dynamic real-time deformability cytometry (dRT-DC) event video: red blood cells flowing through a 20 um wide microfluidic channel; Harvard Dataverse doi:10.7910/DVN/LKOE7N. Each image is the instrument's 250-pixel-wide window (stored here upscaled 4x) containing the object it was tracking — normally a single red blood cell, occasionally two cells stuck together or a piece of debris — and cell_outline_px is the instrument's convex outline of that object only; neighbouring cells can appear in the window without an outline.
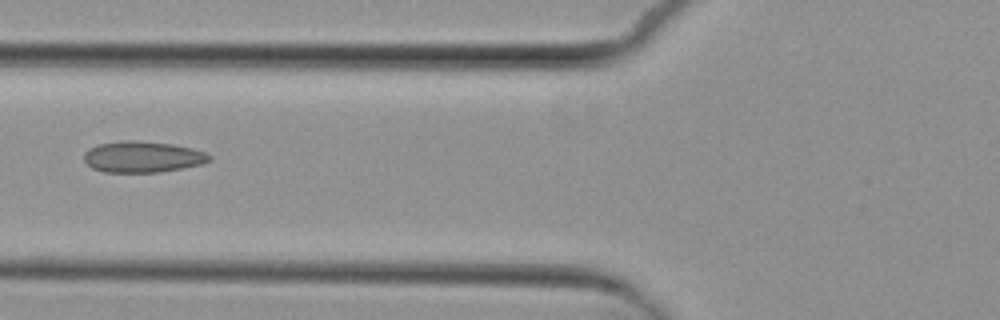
{"species": "common noctule bat (a hibernating species)", "species_latin": "Nyctalus noctula", "temperature_condition": "cold", "stored_images_in_passage": 7, "camera_frame_rate_fps": 3000, "um_per_image_px": 0.085, "animal": {"sex": "female", "body_mass_g": 29.2, "forearm_length_mm": 56.3}, "frame": {"image": 1, "passage_image": 7, "time_ms": 7.0, "image_size_px": [1000, 320], "cell_outline_px": [[212, 160], [204, 164], [160, 172], [104, 172], [92, 168], [84, 160], [84, 152], [88, 148], [100, 144], [124, 140], [132, 140], [172, 144], [192, 148], [204, 152], [212, 156]], "centroid_in_image_um": [12.14, 13.33], "position_along_channel_um": 113.7, "area_um2": 22.83}}